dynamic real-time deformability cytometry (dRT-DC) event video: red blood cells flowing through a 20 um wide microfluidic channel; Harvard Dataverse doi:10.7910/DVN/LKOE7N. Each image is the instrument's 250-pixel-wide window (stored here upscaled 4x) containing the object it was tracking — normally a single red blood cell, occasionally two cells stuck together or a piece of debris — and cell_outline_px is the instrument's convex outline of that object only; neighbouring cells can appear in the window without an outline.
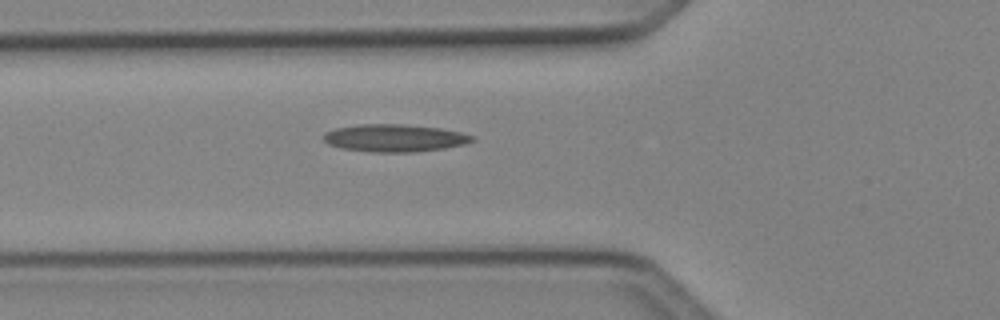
{"species": "Egyptian fruit bat (a non-hibernating species)", "species_latin": "Rousettus aegyptiacus", "temperature_condition": "cold", "stored_images_in_passage": 6, "camera_frame_rate_fps": 3000, "um_per_image_px": 0.085, "animal": {"sex": "female"}, "frame": {"image": 1, "passage_image": 6, "time_ms": 1.667, "image_size_px": [1000, 320], "cell_outline_px": [[476, 140], [464, 144], [444, 148], [412, 152], [372, 152], [340, 148], [328, 144], [324, 140], [324, 132], [336, 128], [360, 124], [404, 124], [440, 128], [460, 132], [476, 136]], "centroid_in_image_um": [33.55, 11.73], "position_along_channel_um": 92.3, "area_um2": 23.87}}